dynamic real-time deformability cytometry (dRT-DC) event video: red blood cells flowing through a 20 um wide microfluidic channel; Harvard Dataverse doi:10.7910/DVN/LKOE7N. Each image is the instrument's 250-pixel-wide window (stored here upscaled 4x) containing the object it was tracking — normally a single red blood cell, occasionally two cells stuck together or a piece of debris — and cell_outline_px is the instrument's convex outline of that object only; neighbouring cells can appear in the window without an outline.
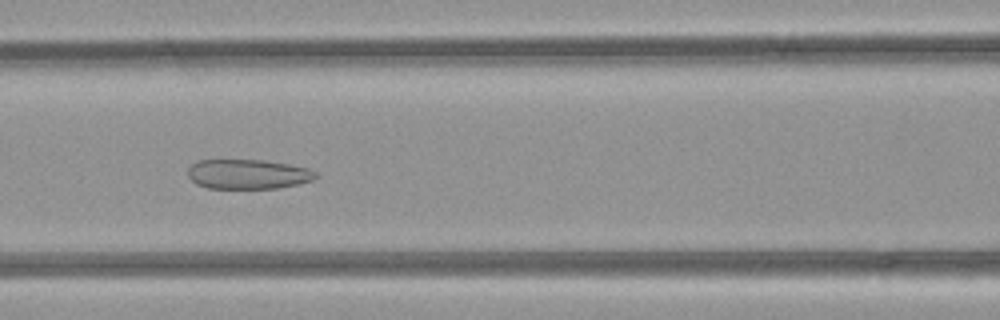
{"species": "common noctule bat (a hibernating species)", "species_latin": "Nyctalus noctula", "temperature_condition": "room temperature", "stored_images_in_passage": 49, "camera_frame_rate_fps": 3000, "um_per_image_px": 0.085, "animal": {"sex": "female", "body_mass_g": 21.9}, "frame": {"image": 1, "passage_image": 21, "time_ms": 6.667, "image_size_px": [1000, 320], "cell_outline_px": [[320, 176], [312, 180], [280, 188], [208, 188], [196, 184], [188, 176], [188, 168], [196, 160], [264, 160], [288, 164], [308, 168], [316, 172]], "centroid_in_image_um": [21.07, 14.8], "position_along_channel_um": 145.5, "area_um2": 22.14}}
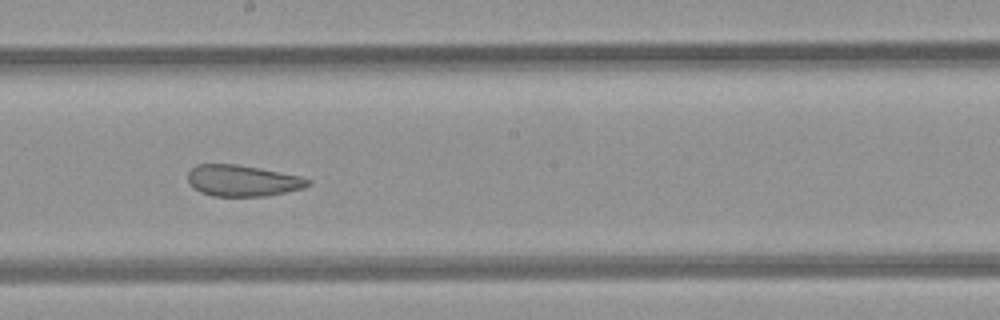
{"frame": {"image": 2, "passage_image": 27, "time_ms": 8.667, "image_size_px": [1000, 320], "cell_outline_px": [[312, 184], [304, 188], [268, 196], [212, 196], [200, 192], [188, 180], [188, 172], [196, 164], [236, 164], [260, 168], [304, 176], [312, 180]], "centroid_in_image_um": [20.69, 15.35], "position_along_channel_um": 227.5, "area_um2": 22.08}}
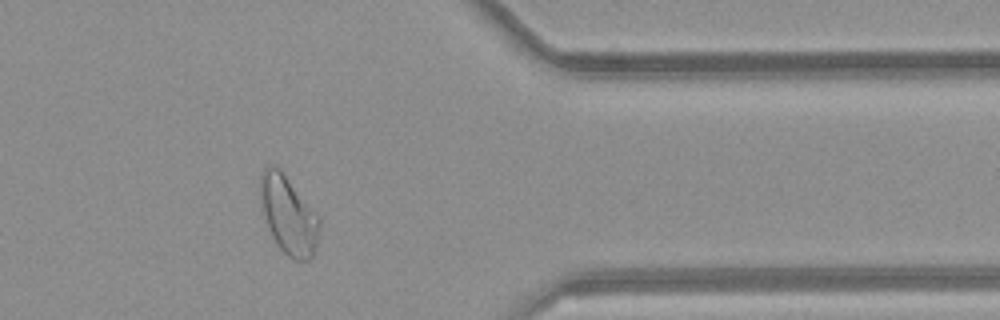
{"frame": {"image": 3, "passage_image": 40, "time_ms": 13.0, "image_size_px": [1000, 320], "cell_outline_px": [[320, 228], [316, 244], [312, 256], [308, 260], [292, 260], [276, 244], [272, 236], [264, 212], [260, 196], [260, 172], [268, 164], [272, 164], [280, 168], [320, 216]], "centroid_in_image_um": [24.53, 18.24], "position_along_channel_um": 386.9, "area_um2": 26.93}, "authors_computed_cell_mechanics": {"area_um2": 28.8422, "velocity_mm_per_s": 4.1072, "shape_relaxation_time_tau1_ms": null, "shape_relaxation_time_tau2_ms": 1.5766, "deformation_change_tau1": null, "deformation_change_tau2": 0.091}}